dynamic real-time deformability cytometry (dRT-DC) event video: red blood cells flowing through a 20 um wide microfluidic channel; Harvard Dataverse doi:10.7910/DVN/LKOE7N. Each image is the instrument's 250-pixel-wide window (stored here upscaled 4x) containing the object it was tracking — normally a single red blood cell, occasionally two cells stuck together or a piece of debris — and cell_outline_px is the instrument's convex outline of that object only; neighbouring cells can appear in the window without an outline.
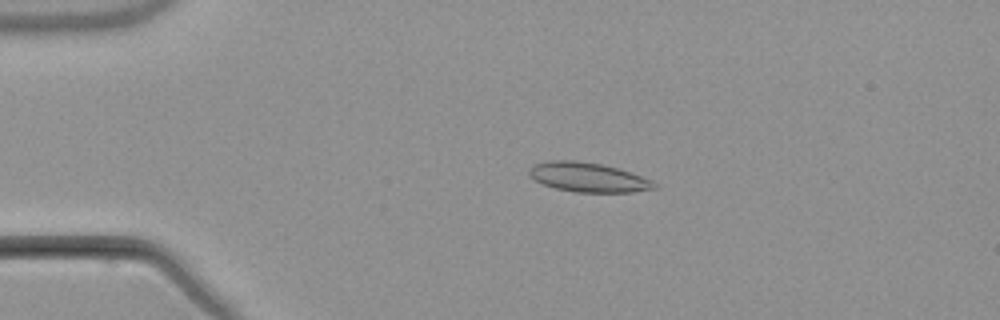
{"species": "common noctule bat (a hibernating species)", "species_latin": "Nyctalus noctula", "temperature_condition": "warm", "stored_images_in_passage": 4, "camera_frame_rate_fps": 3000, "um_per_image_px": 0.085, "animal": {"sex": "male", "body_mass_g": 21.5, "forearm_length_mm": 52.0}, "frame": {"image": 1, "passage_image": 3, "time_ms": 2.667, "image_size_px": [1000, 320], "cell_outline_px": [[656, 188], [632, 192], [576, 192], [556, 188], [544, 184], [536, 180], [528, 172], [528, 168], [536, 164], [552, 160], [576, 160], [604, 164], [620, 168], [652, 180], [656, 184]], "centroid_in_image_um": [50.02, 15.06], "position_along_channel_um": 35.0, "area_um2": 21.39}}